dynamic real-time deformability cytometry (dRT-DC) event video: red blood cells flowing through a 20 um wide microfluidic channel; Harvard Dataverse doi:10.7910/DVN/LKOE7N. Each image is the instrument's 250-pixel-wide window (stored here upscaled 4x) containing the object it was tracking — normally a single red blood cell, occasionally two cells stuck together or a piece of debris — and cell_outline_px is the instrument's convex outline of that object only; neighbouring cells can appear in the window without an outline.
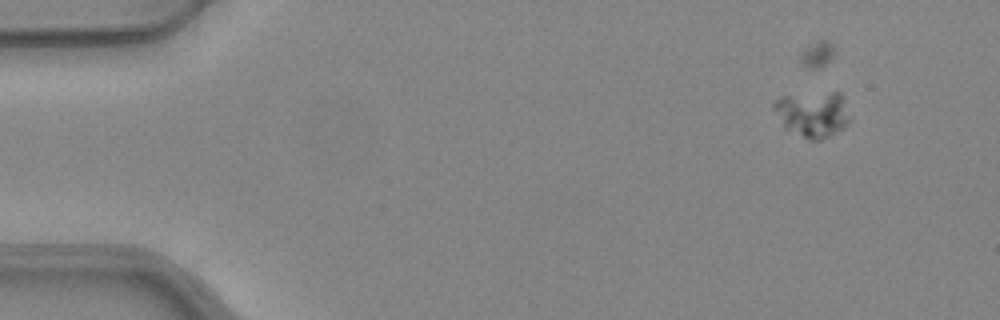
{"species": "common noctule bat (a hibernating species)", "species_latin": "Nyctalus noctula", "temperature_condition": "warm", "stored_images_in_passage": 10, "camera_frame_rate_fps": 3000, "um_per_image_px": 0.085, "animal": {"sex": "female", "body_mass_g": 24.6, "forearm_length_mm": 56.2}, "frame": {"image": 1, "passage_image": 1, "time_ms": 0.0, "image_size_px": [1000, 320], "cell_outline_px": [[848, 120], [844, 128], [820, 140], [808, 140], [784, 128], [772, 108], [772, 104], [780, 96], [832, 92], [840, 92], [848, 116]], "centroid_in_image_um": [69.01, 9.71], "position_along_channel_um": 16.0, "area_um2": 20.0}}